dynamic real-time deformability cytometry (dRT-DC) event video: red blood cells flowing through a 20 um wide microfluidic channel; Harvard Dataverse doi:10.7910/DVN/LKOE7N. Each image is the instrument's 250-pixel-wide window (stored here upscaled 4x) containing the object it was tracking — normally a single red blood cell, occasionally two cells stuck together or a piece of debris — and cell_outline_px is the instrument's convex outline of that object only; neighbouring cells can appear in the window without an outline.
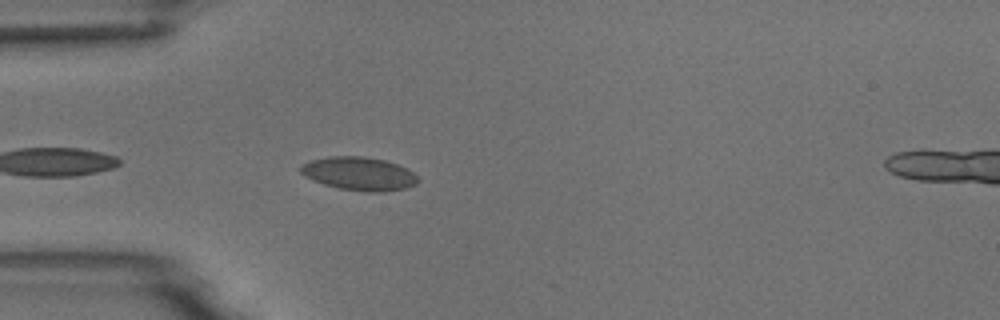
{"species": "common noctule bat (a hibernating species)", "species_latin": "Nyctalus noctula", "temperature_condition": "room temperature", "stored_images_in_passage": 7, "camera_frame_rate_fps": 3000, "um_per_image_px": 0.085, "animal": {"sex": "male", "body_mass_g": 18.8}, "frame": {"image": 1, "passage_image": 3, "time_ms": 0.667, "image_size_px": [1000, 320], "cell_outline_px": [[420, 180], [416, 184], [404, 188], [380, 192], [368, 192], [340, 188], [324, 184], [312, 180], [304, 176], [300, 172], [300, 164], [312, 160], [328, 156], [364, 156], [384, 160], [408, 168]], "centroid_in_image_um": [30.5, 14.75], "position_along_channel_um": 54.5, "area_um2": 22.77}}